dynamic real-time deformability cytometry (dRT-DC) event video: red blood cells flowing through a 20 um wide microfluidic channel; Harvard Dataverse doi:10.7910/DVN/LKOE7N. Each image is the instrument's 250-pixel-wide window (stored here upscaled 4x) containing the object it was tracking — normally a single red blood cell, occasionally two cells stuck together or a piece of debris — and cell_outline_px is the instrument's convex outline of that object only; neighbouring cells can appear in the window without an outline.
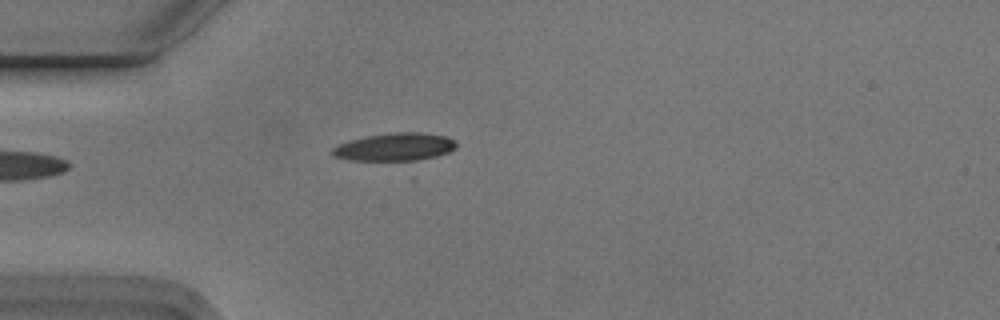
{"species": "Egyptian fruit bat (a non-hibernating species)", "species_latin": "Rousettus aegyptiacus", "temperature_condition": "cold", "stored_images_in_passage": 4, "camera_frame_rate_fps": 3000, "um_per_image_px": 0.085, "animal": {"sex": "male"}, "frame": {"image": 1, "passage_image": 4, "time_ms": 1.0, "image_size_px": [1000, 320], "cell_outline_px": [[456, 148], [448, 152], [436, 156], [416, 160], [352, 160], [332, 156], [332, 148], [348, 140], [364, 136], [392, 132], [424, 132], [448, 136], [456, 140]], "centroid_in_image_um": [33.58, 12.47], "position_along_channel_um": 51.4, "area_um2": 20.23}}